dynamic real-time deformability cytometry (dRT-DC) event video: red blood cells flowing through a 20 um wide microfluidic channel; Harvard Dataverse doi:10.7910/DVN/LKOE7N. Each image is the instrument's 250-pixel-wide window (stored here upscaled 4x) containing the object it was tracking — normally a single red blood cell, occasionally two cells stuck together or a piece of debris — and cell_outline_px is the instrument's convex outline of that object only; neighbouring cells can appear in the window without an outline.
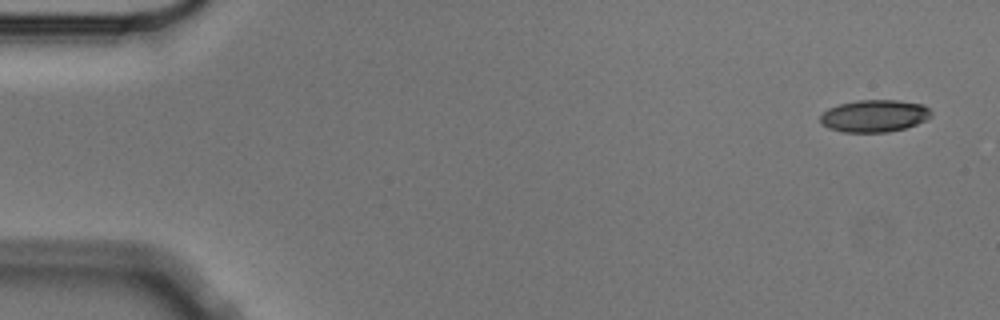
{"species": "Egyptian fruit bat (a non-hibernating species)", "species_latin": "Rousettus aegyptiacus", "temperature_condition": "cold", "stored_images_in_passage": 4, "camera_frame_rate_fps": 3000, "um_per_image_px": 0.085, "animal": {"sex": "male"}, "frame": {"image": 1, "passage_image": 1, "time_ms": 0.0, "image_size_px": [1000, 320], "cell_outline_px": [[932, 116], [928, 120], [904, 128], [888, 132], [844, 132], [828, 128], [820, 120], [820, 116], [828, 108], [840, 104], [856, 100], [900, 100], [924, 104], [932, 112]], "centroid_in_image_um": [74.36, 9.84], "position_along_channel_um": 10.6, "area_um2": 20.92}}
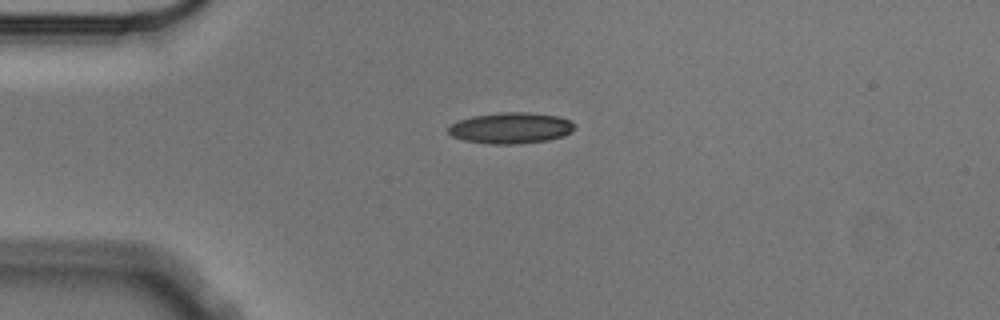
{"frame": {"image": 2, "passage_image": 4, "time_ms": 1.0, "image_size_px": [1000, 320], "cell_outline_px": [[576, 128], [572, 132], [564, 136], [548, 140], [520, 144], [488, 144], [464, 140], [452, 136], [448, 132], [448, 124], [456, 120], [472, 116], [500, 112], [528, 112], [560, 116], [572, 120], [576, 124]], "centroid_in_image_um": [43.44, 10.87], "position_along_channel_um": 41.6, "area_um2": 23.41}}